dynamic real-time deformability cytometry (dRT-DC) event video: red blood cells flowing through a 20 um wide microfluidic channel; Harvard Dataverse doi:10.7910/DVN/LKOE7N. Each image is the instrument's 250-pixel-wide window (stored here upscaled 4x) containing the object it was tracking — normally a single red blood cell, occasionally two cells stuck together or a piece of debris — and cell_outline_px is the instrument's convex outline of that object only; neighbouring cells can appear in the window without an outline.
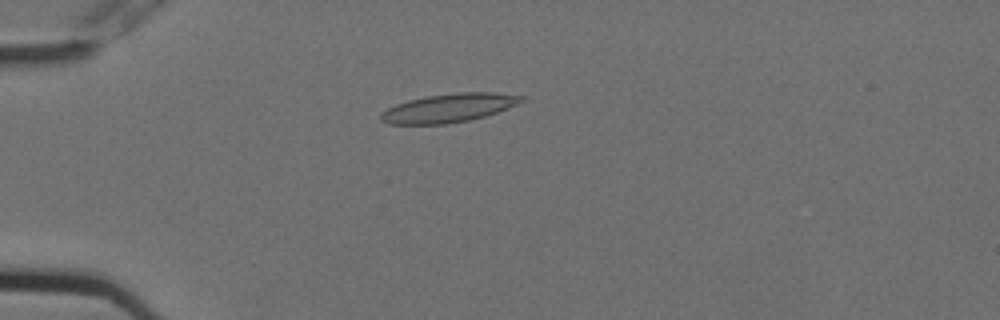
{"species": "Egyptian fruit bat (a non-hibernating species)", "species_latin": "Rousettus aegyptiacus", "temperature_condition": "cold", "stored_images_in_passage": 7, "camera_frame_rate_fps": 3000, "um_per_image_px": 0.085, "animal": {"sex": "female"}, "frame": {"image": 1, "passage_image": 5, "time_ms": 1.333, "image_size_px": [1000, 320], "cell_outline_px": [[524, 100], [508, 108], [484, 116], [468, 120], [444, 124], [388, 124], [380, 120], [380, 112], [396, 104], [408, 100], [428, 96], [456, 92], [492, 92], [524, 96]], "centroid_in_image_um": [38.11, 9.17], "position_along_channel_um": 46.9, "area_um2": 23.29}}